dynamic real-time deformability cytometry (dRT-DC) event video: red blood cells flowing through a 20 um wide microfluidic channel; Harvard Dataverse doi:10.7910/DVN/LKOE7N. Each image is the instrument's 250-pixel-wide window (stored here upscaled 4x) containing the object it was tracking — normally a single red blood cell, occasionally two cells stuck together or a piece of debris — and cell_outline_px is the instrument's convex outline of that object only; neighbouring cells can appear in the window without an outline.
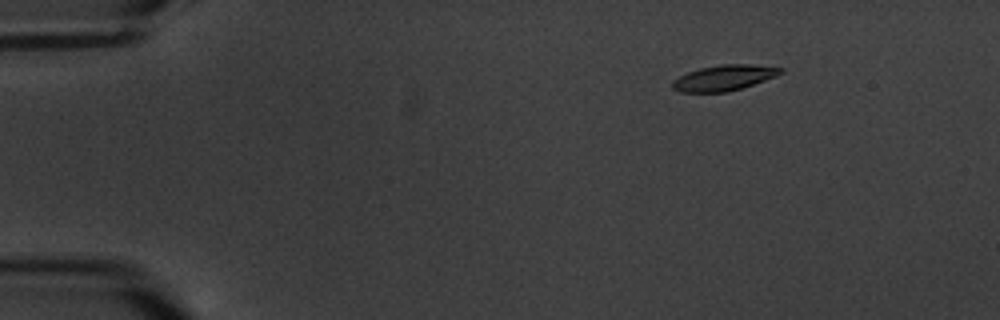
{"species": "common noctule bat (a hibernating species)", "species_latin": "Nyctalus noctula", "temperature_condition": "warm", "stored_images_in_passage": 5, "camera_frame_rate_fps": 3000, "um_per_image_px": 0.085, "animal": {"sex": "male", "body_mass_g": 20.1, "forearm_length_mm": 53.5}, "frame": {"image": 1, "passage_image": 3, "time_ms": 2.333, "image_size_px": [1000, 320], "cell_outline_px": [[784, 72], [776, 76], [728, 92], [680, 92], [672, 88], [672, 80], [688, 72], [700, 68], [724, 64], [752, 64], [784, 68]], "centroid_in_image_um": [61.53, 6.61], "position_along_channel_um": 23.5, "area_um2": 16.01}}